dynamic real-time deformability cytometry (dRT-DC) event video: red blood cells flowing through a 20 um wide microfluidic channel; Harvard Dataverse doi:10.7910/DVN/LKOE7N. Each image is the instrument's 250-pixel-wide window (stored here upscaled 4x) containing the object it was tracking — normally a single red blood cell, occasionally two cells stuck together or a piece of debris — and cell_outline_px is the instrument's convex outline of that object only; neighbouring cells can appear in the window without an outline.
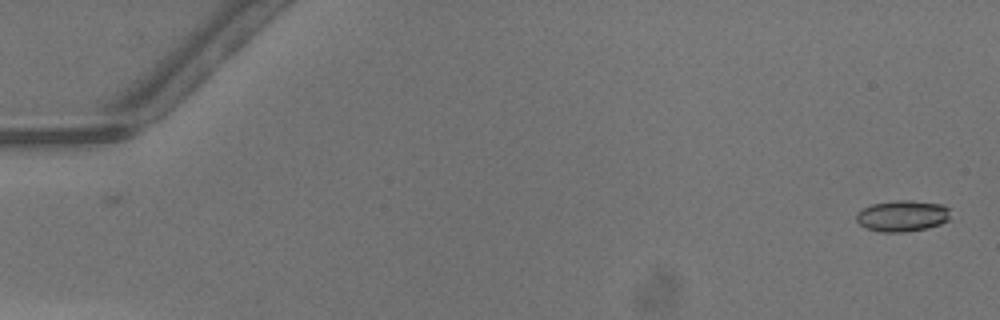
{"species": "common noctule bat (a hibernating species)", "species_latin": "Nyctalus noctula", "temperature_condition": "warm", "stored_images_in_passage": 49, "camera_frame_rate_fps": 3000, "um_per_image_px": 0.085, "animal": {"sex": "male", "body_mass_g": 13.3}, "frame": {"image": 1, "passage_image": 1, "time_ms": 0.0, "image_size_px": [1000, 320], "cell_outline_px": [[948, 220], [940, 224], [928, 228], [904, 232], [880, 232], [868, 228], [860, 224], [856, 220], [856, 212], [872, 204], [896, 200], [912, 200], [944, 204], [948, 208]], "centroid_in_image_um": [76.7, 18.34], "position_along_channel_um": 8.3, "area_um2": 17.11}}
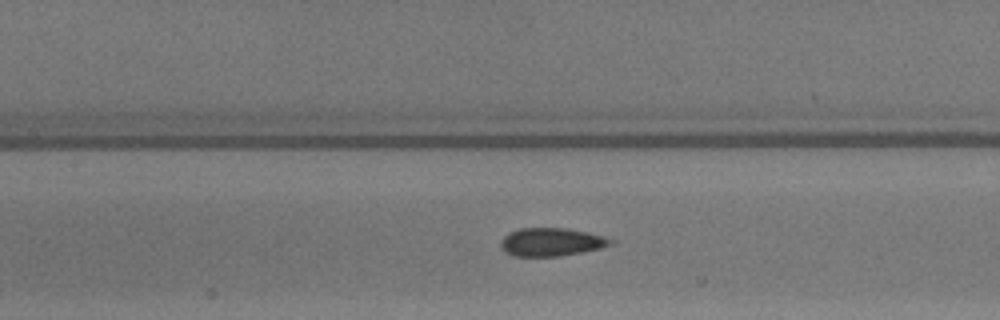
{"frame": {"image": 2, "passage_image": 23, "time_ms": 7.333, "image_size_px": [1000, 320], "cell_outline_px": [[616, 244], [600, 248], [560, 256], [512, 256], [504, 252], [500, 248], [500, 240], [508, 232], [520, 228], [568, 228], [588, 232], [604, 236], [616, 240]], "centroid_in_image_um": [46.87, 20.56], "position_along_channel_um": 160.5, "area_um2": 18.38}}
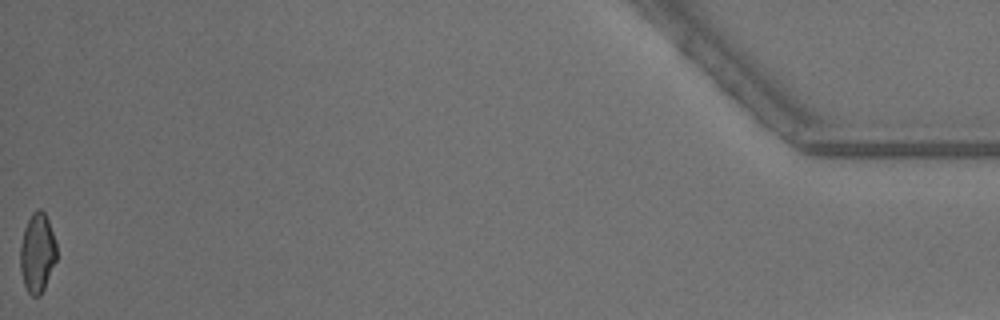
{"frame": {"image": 3, "passage_image": 49, "time_ms": 16.0, "image_size_px": [1000, 320], "cell_outline_px": [[56, 260], [44, 288], [40, 296], [32, 296], [28, 292], [24, 284], [20, 268], [20, 244], [24, 228], [32, 212], [40, 208], [44, 212], [48, 220], [56, 244]], "centroid_in_image_um": [3.16, 21.49], "position_along_channel_um": 432.0, "area_um2": 16.7}, "authors_computed_cell_mechanics": {"area_um2": 17.629, "velocity_mm_per_s": 4.2942, "shape_relaxation_time_tau1_ms": null, "shape_relaxation_time_tau2_ms": 0.8565, "deformation_change_tau1": null, "deformation_change_tau2": 0.0677}}